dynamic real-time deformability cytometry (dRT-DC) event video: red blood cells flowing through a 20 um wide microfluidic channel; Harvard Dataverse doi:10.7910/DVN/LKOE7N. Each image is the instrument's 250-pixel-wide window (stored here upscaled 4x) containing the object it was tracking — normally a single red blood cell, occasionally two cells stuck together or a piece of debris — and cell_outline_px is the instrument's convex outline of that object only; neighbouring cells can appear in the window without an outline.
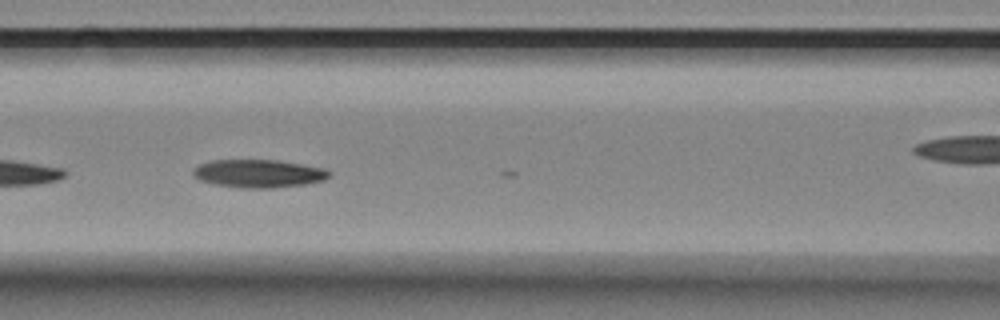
{"species": "Egyptian fruit bat (a non-hibernating species)", "species_latin": "Rousettus aegyptiacus", "temperature_condition": "room temperature", "stored_images_in_passage": 9, "camera_frame_rate_fps": 3000, "um_per_image_px": 0.085, "animal": {"sex": "female"}, "frame": {"image": 1, "passage_image": 6, "time_ms": 6.0, "image_size_px": [1000, 320], "cell_outline_px": [[332, 172], [324, 180], [304, 184], [272, 188], [240, 188], [212, 184], [200, 180], [192, 176], [192, 168], [200, 164], [212, 160], [276, 160], [324, 168]], "centroid_in_image_um": [21.92, 14.75], "position_along_channel_um": 144.7, "area_um2": 22.31}}
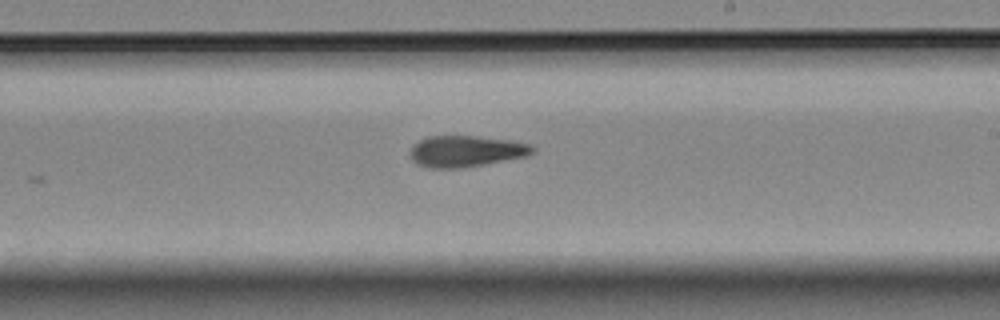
{"frame": {"image": 2, "passage_image": 9, "time_ms": 10.667, "image_size_px": [1000, 320], "cell_outline_px": [[536, 148], [532, 152], [524, 156], [460, 168], [432, 168], [420, 164], [412, 160], [412, 144], [428, 136], [476, 136], [512, 140], [532, 144]], "centroid_in_image_um": [39.62, 12.83], "position_along_channel_um": 249.4, "area_um2": 21.91}}